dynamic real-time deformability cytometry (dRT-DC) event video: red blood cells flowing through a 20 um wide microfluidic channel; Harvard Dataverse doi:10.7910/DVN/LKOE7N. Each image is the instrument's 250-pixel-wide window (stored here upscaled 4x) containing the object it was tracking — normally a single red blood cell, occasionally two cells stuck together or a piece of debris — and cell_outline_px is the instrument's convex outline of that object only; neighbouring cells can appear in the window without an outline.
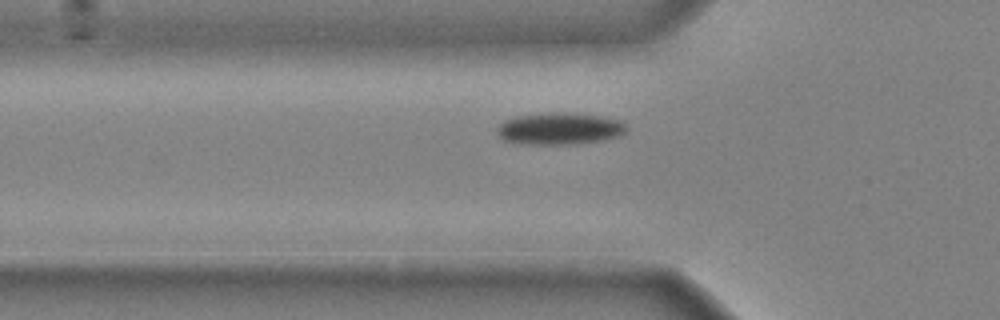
{"species": "common noctule bat (a hibernating species)", "species_latin": "Nyctalus noctula", "temperature_condition": "cold", "stored_images_in_passage": 31, "camera_frame_rate_fps": 3000, "um_per_image_px": 0.085, "animal": {"sex": "male", "body_mass_g": 20.4}, "frame": {"image": 1, "passage_image": 4, "time_ms": 1.0, "image_size_px": [1000, 320], "cell_outline_px": [[628, 128], [620, 136], [604, 140], [580, 144], [520, 144], [504, 140], [496, 132], [496, 128], [504, 120], [516, 116], [600, 116], [620, 120]], "centroid_in_image_um": [47.57, 11.01], "position_along_channel_um": 78.2, "area_um2": 22.89}}
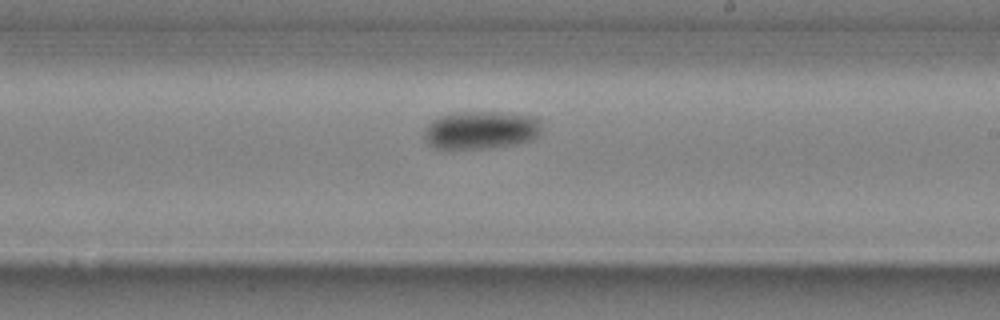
{"frame": {"image": 2, "passage_image": 17, "time_ms": 5.333, "image_size_px": [1000, 320], "cell_outline_px": [[540, 136], [532, 140], [516, 144], [492, 148], [448, 152], [436, 148], [428, 144], [424, 136], [424, 128], [436, 116], [456, 112], [508, 112], [536, 116], [540, 120]], "centroid_in_image_um": [40.84, 11.09], "position_along_channel_um": 248.2, "area_um2": 27.28}}
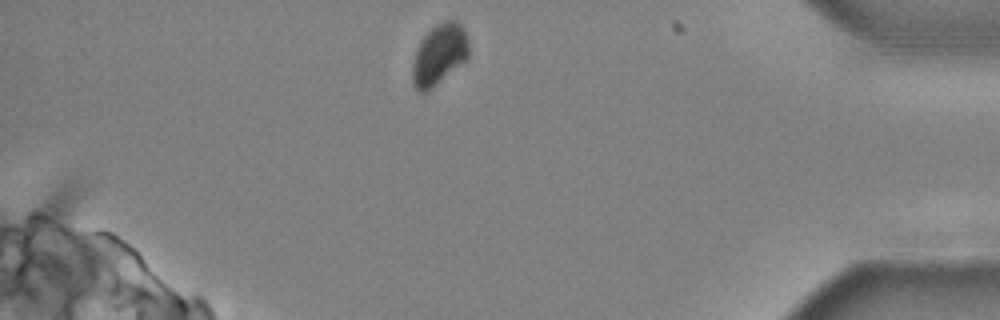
{"frame": {"image": 3, "passage_image": 31, "time_ms": 10.0, "image_size_px": [1000, 320], "cell_outline_px": [[468, 60], [428, 92], [420, 92], [412, 84], [412, 64], [416, 48], [420, 40], [436, 24], [444, 20], [456, 20], [464, 28], [468, 40]], "centroid_in_image_um": [37.33, 4.65], "position_along_channel_um": 397.9, "area_um2": 20.4}, "authors_computed_cell_mechanics": {"area_um2": 24.5072, "velocity_mm_per_s": 3.922, "shape_relaxation_time_tau1_ms": 1.618, "shape_relaxation_time_tau2_ms": null, "deformation_change_tau1": 0.0911, "deformation_change_tau2": null}}